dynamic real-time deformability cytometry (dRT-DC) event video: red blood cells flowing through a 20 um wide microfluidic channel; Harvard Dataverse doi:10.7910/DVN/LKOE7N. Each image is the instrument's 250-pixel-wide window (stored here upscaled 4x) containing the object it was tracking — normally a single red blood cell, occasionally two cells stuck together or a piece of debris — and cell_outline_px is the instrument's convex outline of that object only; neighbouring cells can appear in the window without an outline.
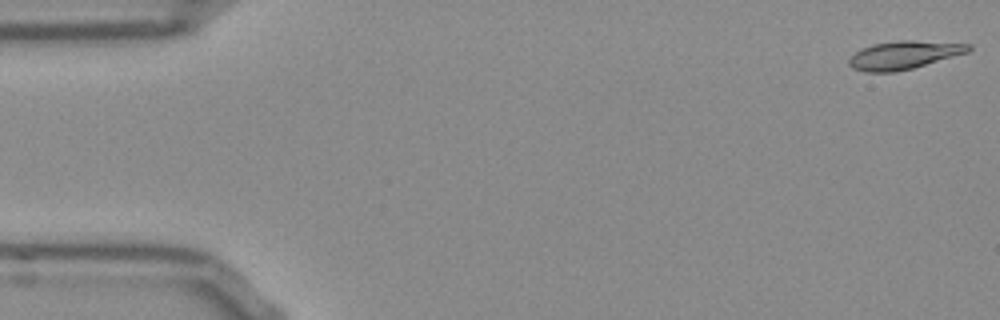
{"species": "Egyptian fruit bat (a non-hibernating species)", "species_latin": "Rousettus aegyptiacus", "temperature_condition": "room temperature", "stored_images_in_passage": 13, "camera_frame_rate_fps": 3000, "um_per_image_px": 0.085, "frame": {"image": 1, "passage_image": 1, "time_ms": 0.0, "image_size_px": [1000, 320], "cell_outline_px": [[972, 48], [968, 52], [912, 68], [896, 72], [864, 72], [852, 68], [848, 64], [848, 60], [860, 48], [872, 44], [900, 40], [912, 40], [972, 44]], "centroid_in_image_um": [76.8, 4.67], "position_along_channel_um": 8.2, "area_um2": 19.59}}